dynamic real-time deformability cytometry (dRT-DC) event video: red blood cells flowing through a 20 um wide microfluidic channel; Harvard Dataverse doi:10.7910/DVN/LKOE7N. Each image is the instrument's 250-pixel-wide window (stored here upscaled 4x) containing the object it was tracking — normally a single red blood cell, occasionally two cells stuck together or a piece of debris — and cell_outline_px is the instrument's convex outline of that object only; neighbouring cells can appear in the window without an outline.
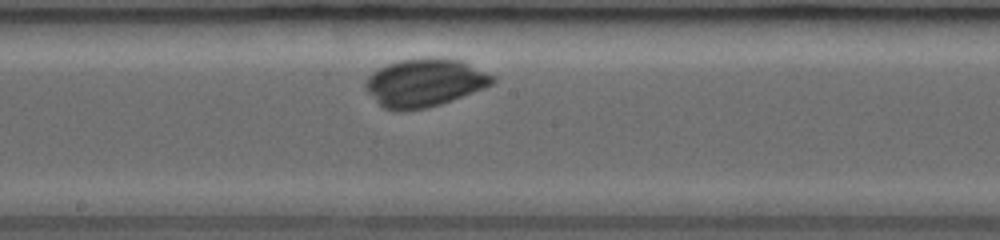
{"species": "common noctule bat (a hibernating species)", "species_latin": "Nyctalus noctula", "temperature_condition": "room temperature", "stored_images_in_passage": 15, "camera_frame_rate_fps": 3000, "um_per_image_px": 0.085, "animal": {"sex": "female", "body_mass_g": 19.0, "forearm_length_mm": 53.3}, "frame": {"image": 1, "passage_image": 7, "time_ms": 3.667, "image_size_px": [1000, 240], "cell_outline_px": [[496, 80], [492, 84], [484, 88], [452, 100], [428, 108], [400, 112], [396, 112], [384, 108], [364, 88], [364, 84], [368, 76], [372, 72], [388, 64], [400, 60], [432, 56], [440, 56], [460, 60], [496, 76]], "centroid_in_image_um": [36.1, 7.02], "position_along_channel_um": 212.1, "area_um2": 35.89}}
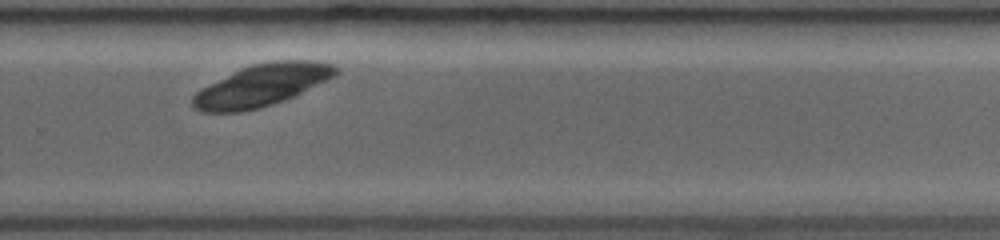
{"frame": {"image": 2, "passage_image": 11, "time_ms": 6.0, "image_size_px": [1000, 240], "cell_outline_px": [[340, 72], [328, 80], [284, 100], [260, 108], [240, 112], [200, 112], [192, 104], [192, 96], [200, 88], [240, 68], [252, 64], [272, 60], [316, 60], [332, 64]], "centroid_in_image_um": [22.24, 7.24], "position_along_channel_um": 307.6, "area_um2": 35.03}}